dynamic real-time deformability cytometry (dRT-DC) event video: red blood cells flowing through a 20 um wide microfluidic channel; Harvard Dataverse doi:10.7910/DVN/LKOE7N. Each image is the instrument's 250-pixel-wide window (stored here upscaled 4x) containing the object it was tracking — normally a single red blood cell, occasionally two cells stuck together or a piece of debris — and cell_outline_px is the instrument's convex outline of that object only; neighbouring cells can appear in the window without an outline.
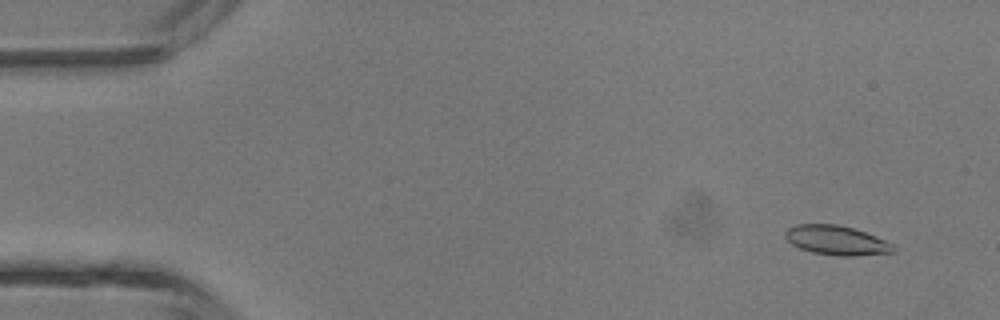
{"species": "common noctule bat (a hibernating species)", "species_latin": "Nyctalus noctula", "temperature_condition": "room temperature", "stored_images_in_passage": 4, "camera_frame_rate_fps": 3000, "um_per_image_px": 0.085, "animal": {"sex": "male", "body_mass_g": 13.3}, "frame": {"image": 1, "passage_image": 2, "time_ms": 1.0, "image_size_px": [1000, 320], "cell_outline_px": [[896, 252], [852, 256], [840, 256], [812, 252], [800, 248], [792, 244], [784, 236], [784, 232], [788, 228], [796, 224], [836, 224], [852, 228], [864, 232], [896, 244]], "centroid_in_image_um": [71.13, 20.43], "position_along_channel_um": 13.9, "area_um2": 18.55}}